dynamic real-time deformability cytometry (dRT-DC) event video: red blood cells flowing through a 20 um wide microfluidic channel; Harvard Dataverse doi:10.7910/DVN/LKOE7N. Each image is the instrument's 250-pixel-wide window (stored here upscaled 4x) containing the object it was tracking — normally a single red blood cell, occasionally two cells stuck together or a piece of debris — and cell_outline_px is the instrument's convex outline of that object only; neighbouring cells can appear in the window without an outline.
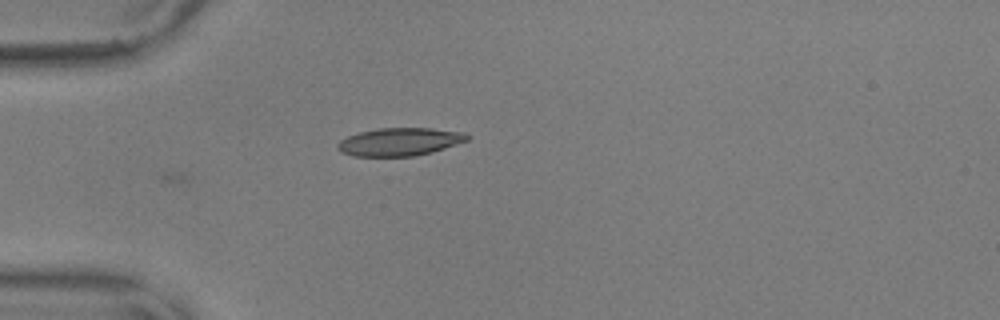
{"species": "common noctule bat (a hibernating species)", "species_latin": "Nyctalus noctula", "temperature_condition": "warm", "stored_images_in_passage": 32, "camera_frame_rate_fps": 3000, "um_per_image_px": 0.085, "animal": {"sex": "male", "body_mass_g": 17.9, "forearm_length_mm": 54.2}, "frame": {"image": 1, "passage_image": 1, "time_ms": 0.0, "image_size_px": [1000, 320], "cell_outline_px": [[472, 136], [468, 140], [432, 152], [416, 156], [352, 156], [340, 152], [336, 148], [336, 144], [340, 140], [348, 136], [360, 132], [376, 128], [432, 128], [464, 132]], "centroid_in_image_um": [33.96, 12.05], "position_along_channel_um": 51.0, "area_um2": 21.27}}
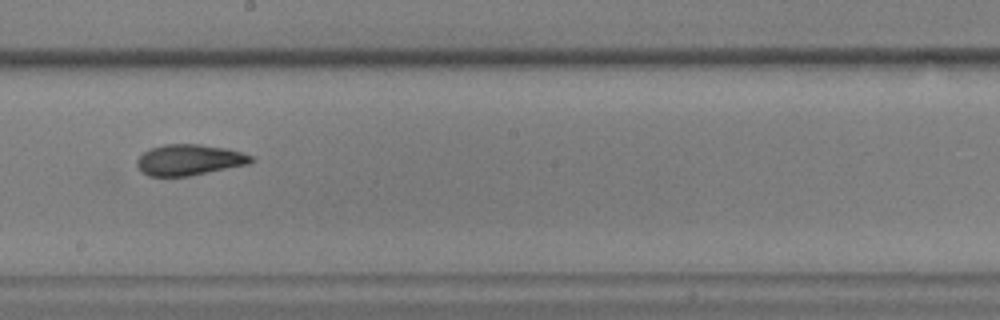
{"frame": {"image": 2, "passage_image": 17, "time_ms": 5.333, "image_size_px": [1000, 320], "cell_outline_px": [[256, 160], [248, 164], [188, 176], [148, 176], [140, 172], [136, 164], [136, 160], [144, 152], [152, 148], [164, 144], [200, 144], [224, 148], [240, 152], [252, 156]], "centroid_in_image_um": [16.05, 13.59], "position_along_channel_um": 232.1, "area_um2": 20.46}}
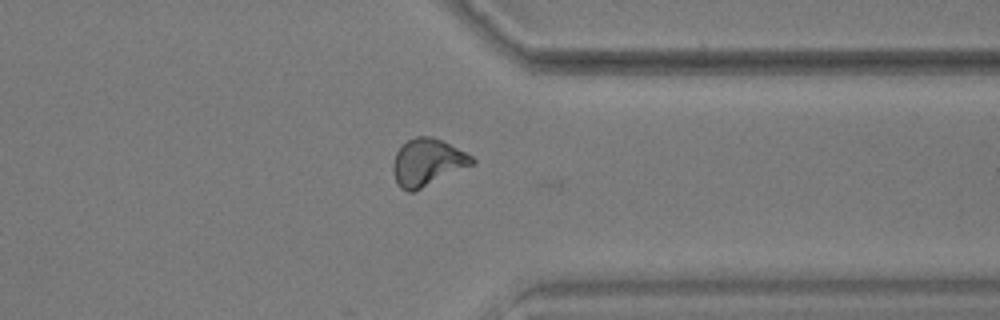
{"frame": {"image": 3, "passage_image": 29, "time_ms": 9.333, "image_size_px": [1000, 320], "cell_outline_px": [[476, 164], [412, 192], [408, 192], [400, 188], [396, 184], [392, 172], [392, 164], [396, 152], [408, 140], [416, 136], [432, 136], [472, 156], [476, 160]], "centroid_in_image_um": [36.31, 13.82], "position_along_channel_um": 375.1, "area_um2": 21.68}, "authors_computed_cell_mechanics": {"area_um2": 20.7502, "velocity_mm_per_s": 3.6336, "shape_relaxation_time_tau1_ms": 7.3357, "shape_relaxation_time_tau2_ms": 2.4737, "deformation_change_tau1": 0.1841, "deformation_change_tau2": 0.0838}}